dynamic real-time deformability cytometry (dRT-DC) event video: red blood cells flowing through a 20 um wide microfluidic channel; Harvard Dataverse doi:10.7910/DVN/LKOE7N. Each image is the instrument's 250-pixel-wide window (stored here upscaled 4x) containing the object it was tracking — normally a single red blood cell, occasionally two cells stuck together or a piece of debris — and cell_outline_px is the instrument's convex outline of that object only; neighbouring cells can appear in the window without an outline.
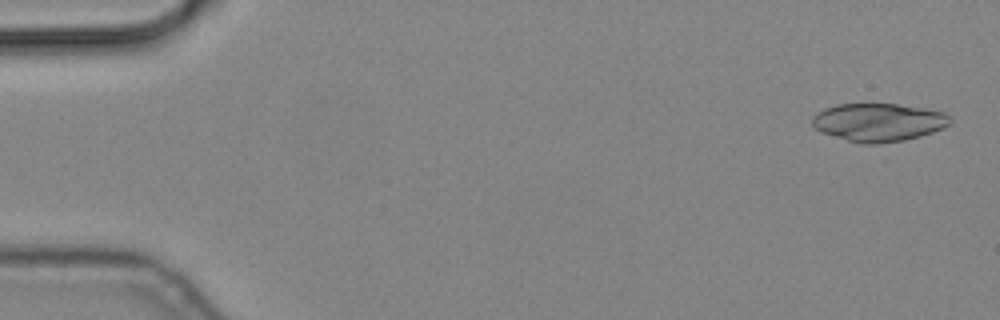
{"species": "common noctule bat (a hibernating species)", "species_latin": "Nyctalus noctula", "temperature_condition": "cold", "stored_images_in_passage": 55, "segment_of_instrument_passage": [1, 2], "camera_frame_rate_fps": 3000, "um_per_image_px": 0.085, "animal": {"sex": "male", "body_mass_g": 19.2, "forearm_length_mm": 51.8}, "frame": {"image": 1, "passage_image": 2, "time_ms": 0.333, "image_size_px": [1000, 320], "cell_outline_px": [[952, 120], [944, 128], [920, 136], [904, 140], [880, 144], [860, 144], [820, 132], [812, 124], [812, 116], [816, 112], [824, 108], [836, 104], [896, 104], [944, 112]], "centroid_in_image_um": [74.63, 10.4], "position_along_channel_um": 10.4, "area_um2": 30.63}}